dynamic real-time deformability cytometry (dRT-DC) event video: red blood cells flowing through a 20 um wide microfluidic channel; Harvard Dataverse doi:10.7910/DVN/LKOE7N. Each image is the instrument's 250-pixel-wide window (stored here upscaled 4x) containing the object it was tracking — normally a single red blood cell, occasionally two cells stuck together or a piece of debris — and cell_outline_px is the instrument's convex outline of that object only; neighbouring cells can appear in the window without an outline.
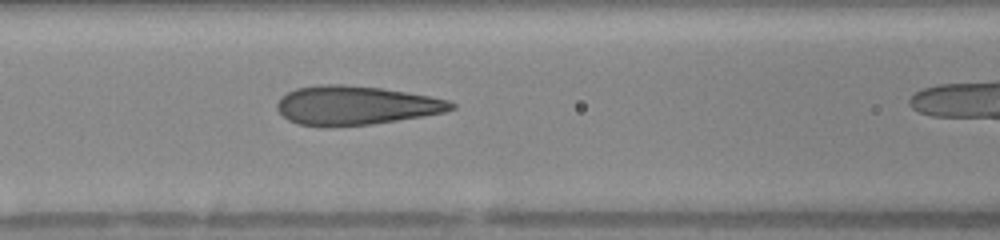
{"species": "human", "species_latin": "Homo sapiens", "temperature_condition": "warm", "stored_images_in_passage": 25, "camera_frame_rate_fps": 3000, "um_per_image_px": 0.085, "donor": {"sex": "female"}, "frame": {"image": 1, "passage_image": 15, "time_ms": 4.667, "image_size_px": [1000, 240], "cell_outline_px": [[456, 108], [444, 112], [396, 120], [368, 124], [324, 128], [320, 128], [296, 124], [288, 120], [276, 108], [276, 104], [280, 96], [296, 88], [324, 84], [344, 84], [380, 88], [428, 96], [448, 100], [456, 104]], "centroid_in_image_um": [30.15, 8.97], "position_along_channel_um": 136.4, "area_um2": 39.59}}
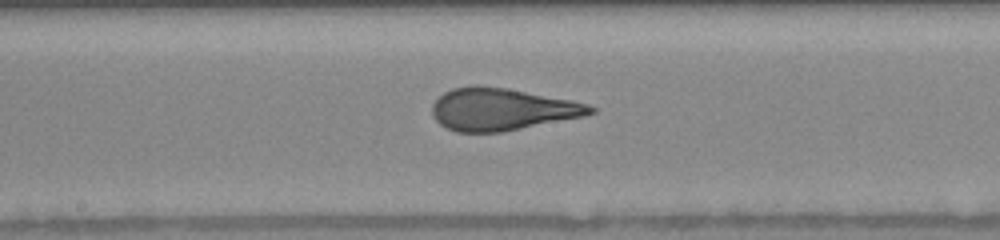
{"frame": {"image": 2, "passage_image": 20, "time_ms": 6.333, "image_size_px": [1000, 240], "cell_outline_px": [[596, 112], [584, 116], [500, 132], [456, 132], [440, 124], [432, 116], [432, 104], [444, 92], [452, 88], [472, 84], [480, 84], [508, 88], [588, 104], [596, 108]], "centroid_in_image_um": [42.61, 9.27], "position_along_channel_um": 205.6, "area_um2": 38.84}}